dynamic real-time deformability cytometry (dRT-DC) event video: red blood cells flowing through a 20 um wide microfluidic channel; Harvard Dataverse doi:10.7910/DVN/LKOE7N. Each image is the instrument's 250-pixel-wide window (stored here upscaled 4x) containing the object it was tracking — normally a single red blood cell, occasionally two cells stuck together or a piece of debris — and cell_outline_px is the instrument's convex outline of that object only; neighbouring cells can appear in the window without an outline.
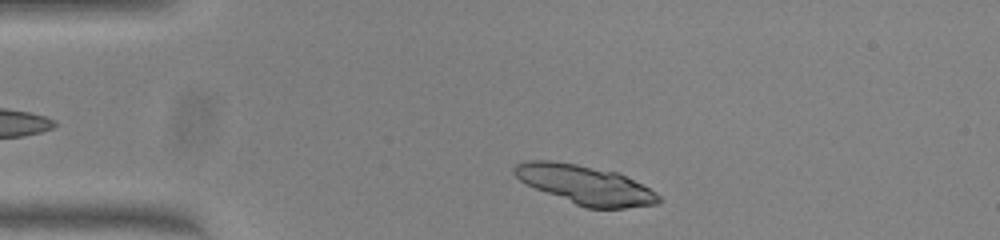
{"species": "common noctule bat (a hibernating species)", "species_latin": "Nyctalus noctula", "temperature_condition": "warm", "stored_images_in_passage": 42, "camera_frame_rate_fps": 3000, "um_per_image_px": 0.085, "animal": {"sex": "female", "body_mass_g": 23.0, "forearm_length_mm": 53.4}, "frame": {"image": 1, "passage_image": 2, "time_ms": 0.333, "image_size_px": [1000, 240], "cell_outline_px": [[664, 200], [656, 204], [624, 208], [584, 208], [536, 188], [520, 180], [512, 172], [512, 168], [516, 164], [528, 160], [552, 160], [576, 164], [616, 172], [656, 192]], "centroid_in_image_um": [49.73, 15.71], "position_along_channel_um": 35.3, "area_um2": 32.37}}